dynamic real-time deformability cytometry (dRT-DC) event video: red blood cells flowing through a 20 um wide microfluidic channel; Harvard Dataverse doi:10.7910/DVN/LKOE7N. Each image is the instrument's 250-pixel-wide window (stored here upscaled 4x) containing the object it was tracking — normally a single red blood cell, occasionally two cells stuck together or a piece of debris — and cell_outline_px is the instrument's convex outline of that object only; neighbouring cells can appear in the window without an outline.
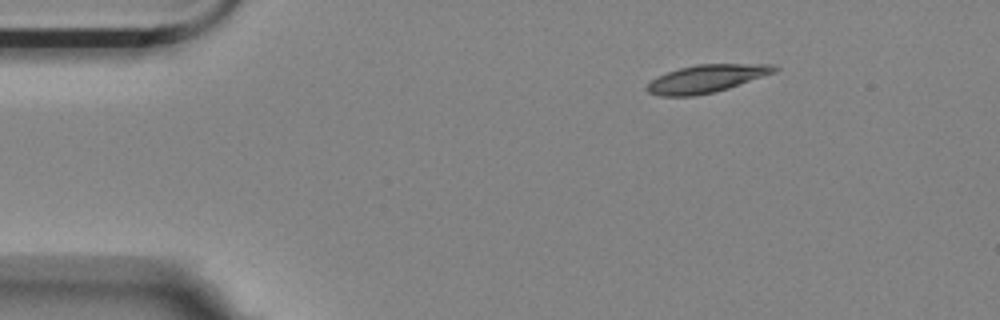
{"species": "Egyptian fruit bat (a non-hibernating species)", "species_latin": "Rousettus aegyptiacus", "temperature_condition": "room temperature", "stored_images_in_passage": 49, "camera_frame_rate_fps": 3000, "um_per_image_px": 0.085, "animal": {"sex": "female"}, "frame": {"image": 1, "passage_image": 1, "time_ms": 0.0, "image_size_px": [1000, 320], "cell_outline_px": [[780, 68], [776, 72], [728, 88], [712, 92], [692, 96], [660, 96], [648, 92], [644, 88], [656, 76], [680, 68], [696, 64], [772, 64]], "centroid_in_image_um": [60.04, 6.68], "position_along_channel_um": 25.0, "area_um2": 20.52}}
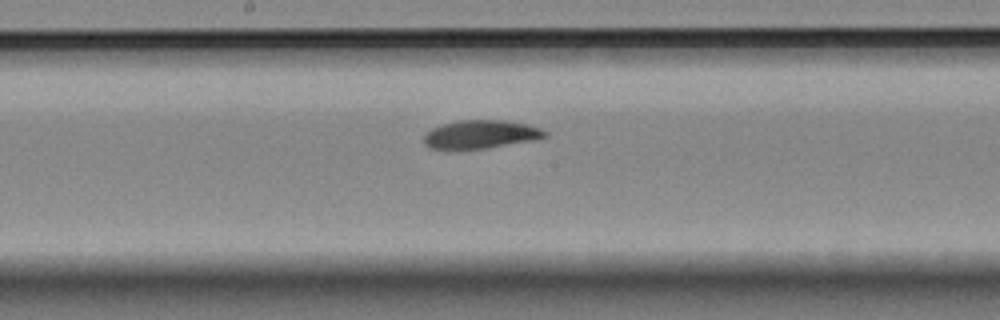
{"frame": {"image": 2, "passage_image": 22, "time_ms": 7.0, "image_size_px": [1000, 320], "cell_outline_px": [[548, 136], [536, 140], [484, 148], [428, 148], [424, 144], [424, 136], [432, 128], [456, 120], [504, 120], [528, 124], [540, 128], [548, 132]], "centroid_in_image_um": [40.91, 11.4], "position_along_channel_um": 207.3, "area_um2": 19.83}}
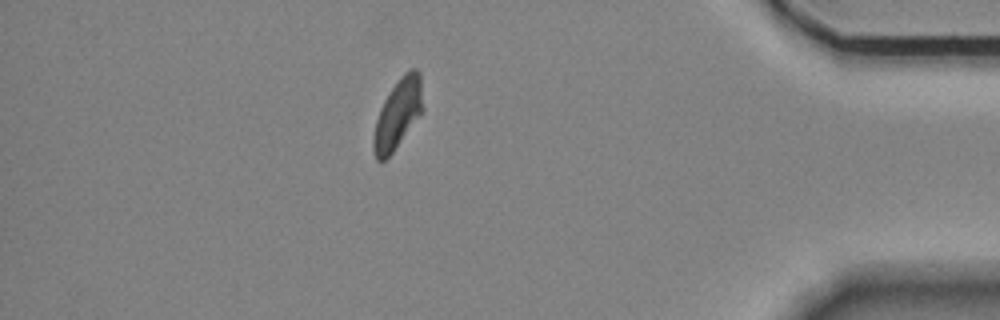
{"frame": {"image": 3, "passage_image": 42, "time_ms": 13.667, "image_size_px": [1000, 320], "cell_outline_px": [[424, 108], [392, 152], [384, 160], [376, 160], [372, 148], [372, 140], [376, 120], [380, 108], [384, 100], [400, 76], [408, 68], [416, 68], [420, 72]], "centroid_in_image_um": [33.81, 9.63], "position_along_channel_um": 401.4, "area_um2": 19.83}, "authors_computed_cell_mechanics": {"area_um2": 20.4612, "velocity_mm_per_s": 3.5107, "shape_relaxation_time_tau1_ms": 4.2938, "shape_relaxation_time_tau2_ms": 3.3354, "deformation_change_tau1": 0.1482, "deformation_change_tau2": 0.082}}